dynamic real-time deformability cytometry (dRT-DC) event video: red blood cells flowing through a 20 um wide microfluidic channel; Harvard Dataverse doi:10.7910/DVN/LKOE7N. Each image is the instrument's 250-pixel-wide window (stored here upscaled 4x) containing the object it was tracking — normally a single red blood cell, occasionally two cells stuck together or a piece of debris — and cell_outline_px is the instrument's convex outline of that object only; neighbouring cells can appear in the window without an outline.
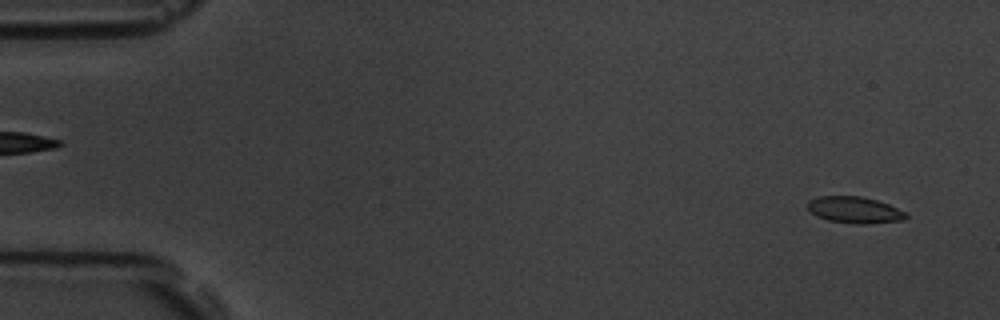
{"species": "common noctule bat (a hibernating species)", "species_latin": "Nyctalus noctula", "temperature_condition": "room temperature", "stored_images_in_passage": 57, "camera_frame_rate_fps": 3000, "um_per_image_px": 0.085, "animal": {"sex": "male", "body_mass_g": 19.5, "forearm_length_mm": 54.6}, "frame": {"image": 1, "passage_image": 3, "time_ms": 0.667, "image_size_px": [1000, 320], "cell_outline_px": [[908, 216], [904, 220], [868, 224], [852, 224], [828, 220], [816, 216], [808, 208], [808, 200], [816, 196], [860, 196], [876, 200], [888, 204], [908, 212]], "centroid_in_image_um": [72.66, 17.85], "position_along_channel_um": 12.3, "area_um2": 15.37}}
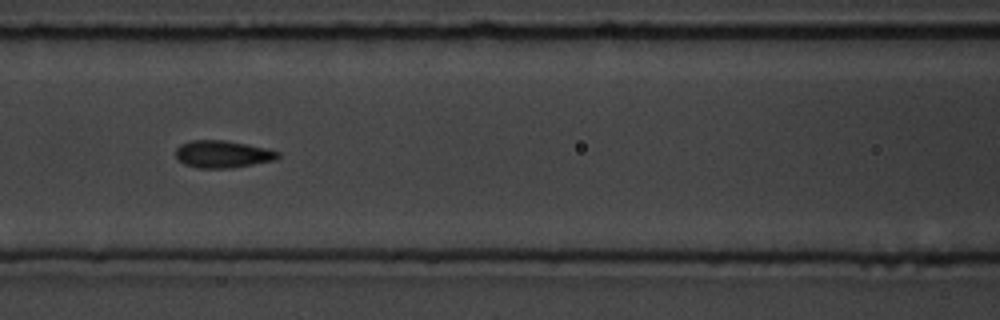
{"frame": {"image": 2, "passage_image": 25, "time_ms": 8.0, "image_size_px": [1000, 320], "cell_outline_px": [[280, 156], [272, 160], [232, 168], [196, 168], [184, 164], [176, 156], [176, 148], [180, 144], [192, 140], [224, 140], [264, 148], [280, 152]], "centroid_in_image_um": [18.87, 13.1], "position_along_channel_um": 147.7, "area_um2": 16.01}}
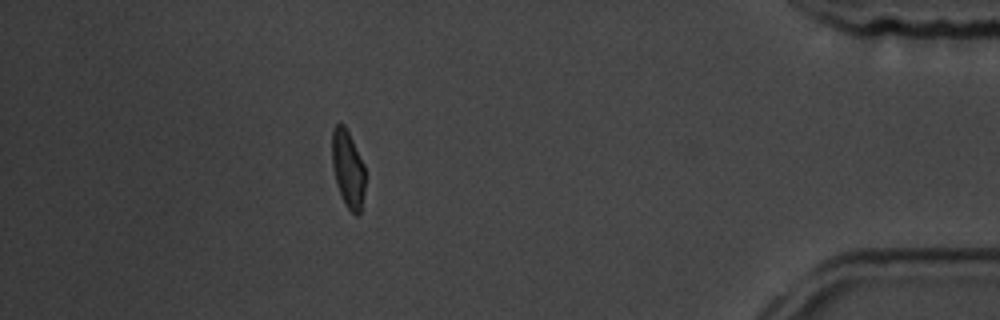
{"frame": {"image": 3, "passage_image": 51, "time_ms": 16.667, "image_size_px": [1000, 320], "cell_outline_px": [[364, 192], [360, 212], [356, 216], [344, 204], [336, 184], [332, 164], [332, 128], [336, 124], [344, 124], [364, 164]], "centroid_in_image_um": [29.55, 14.36], "position_along_channel_um": 405.6, "area_um2": 14.85}, "authors_computed_cell_mechanics": {"area_um2": 15.7216, "velocity_mm_per_s": 3.5404, "shape_relaxation_time_tau1_ms": 3.7017, "shape_relaxation_time_tau2_ms": 0.9152, "deformation_change_tau1": 0.1297, "deformation_change_tau2": 0.0468}}